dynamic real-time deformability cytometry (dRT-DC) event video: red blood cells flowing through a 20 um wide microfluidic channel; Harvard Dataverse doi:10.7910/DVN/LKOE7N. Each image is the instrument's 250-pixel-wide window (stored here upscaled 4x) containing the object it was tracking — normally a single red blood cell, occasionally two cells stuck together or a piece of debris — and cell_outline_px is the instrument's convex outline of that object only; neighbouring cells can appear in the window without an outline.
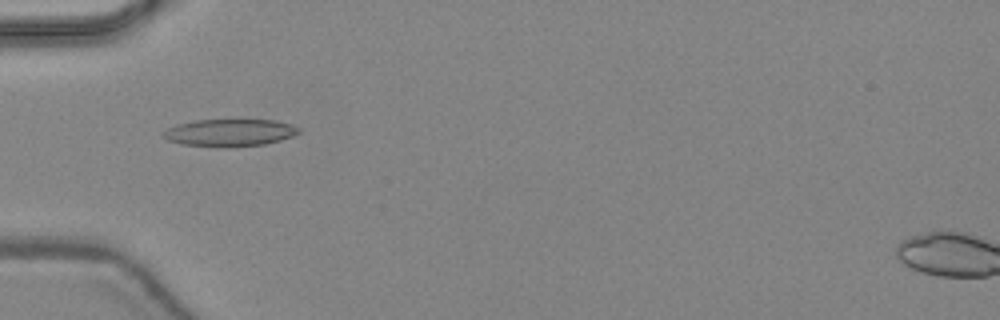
{"species": "common noctule bat (a hibernating species)", "species_latin": "Nyctalus noctula", "temperature_condition": "warm", "stored_images_in_passage": 33, "camera_frame_rate_fps": 3000, "um_per_image_px": 0.085, "animal": {"sex": "female", "body_mass_g": 24.6, "forearm_length_mm": 56.2}, "frame": {"image": 1, "passage_image": 2, "time_ms": 0.333, "image_size_px": [1000, 320], "cell_outline_px": [[300, 132], [292, 136], [280, 140], [264, 144], [228, 148], [224, 148], [184, 144], [168, 140], [160, 136], [168, 128], [176, 124], [196, 120], [240, 116], [276, 120], [292, 124], [300, 128]], "centroid_in_image_um": [19.56, 11.22], "position_along_channel_um": 65.4, "area_um2": 22.83}}
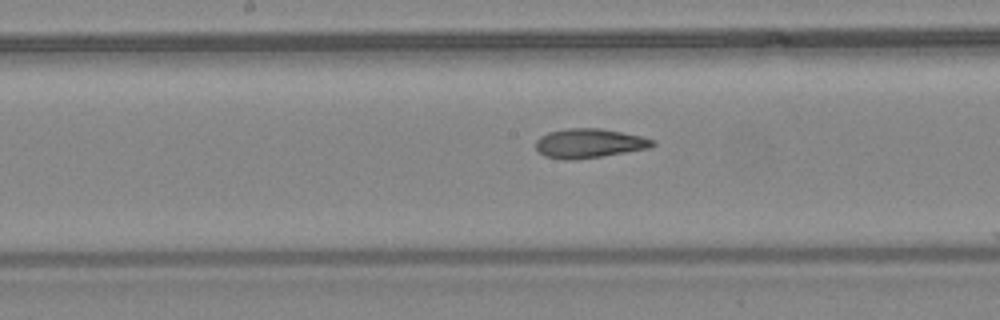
{"frame": {"image": 2, "passage_image": 11, "time_ms": 3.333, "image_size_px": [1000, 320], "cell_outline_px": [[656, 144], [648, 148], [600, 156], [572, 160], [564, 160], [544, 156], [536, 148], [536, 140], [540, 136], [548, 132], [568, 128], [600, 128], [640, 136], [656, 140]], "centroid_in_image_um": [50.05, 12.17], "position_along_channel_um": 198.2, "area_um2": 19.77}}
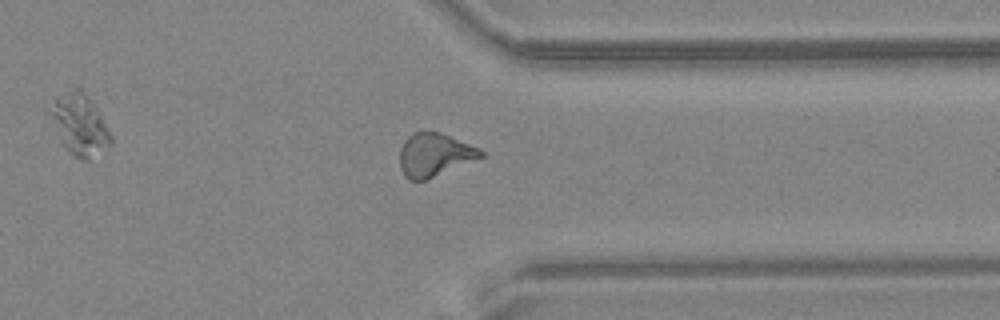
{"frame": {"image": 3, "passage_image": 23, "time_ms": 7.333, "image_size_px": [1000, 320], "cell_outline_px": [[484, 156], [424, 180], [408, 180], [404, 176], [400, 168], [400, 148], [404, 140], [412, 132], [440, 132], [480, 148], [484, 152]], "centroid_in_image_um": [36.9, 13.15], "position_along_channel_um": 374.5, "area_um2": 20.23}, "authors_computed_cell_mechanics": {"area_um2": 20.1144, "velocity_mm_per_s": 4.4534, "shape_relaxation_time_tau1_ms": null, "shape_relaxation_time_tau2_ms": 2.5399, "deformation_change_tau1": null, "deformation_change_tau2": 0.1154}}